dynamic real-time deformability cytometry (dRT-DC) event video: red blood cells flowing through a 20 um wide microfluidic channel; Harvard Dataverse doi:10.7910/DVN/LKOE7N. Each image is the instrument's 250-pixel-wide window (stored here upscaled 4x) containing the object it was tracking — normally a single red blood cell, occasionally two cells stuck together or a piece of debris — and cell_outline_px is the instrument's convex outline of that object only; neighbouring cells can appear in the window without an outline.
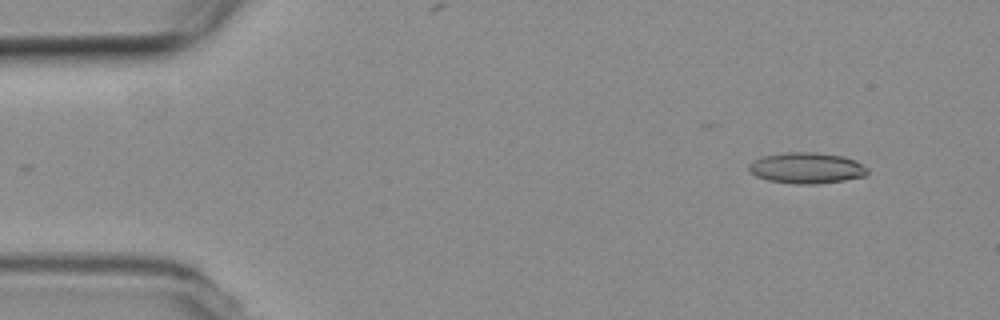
{"species": "common noctule bat (a hibernating species)", "species_latin": "Nyctalus noctula", "temperature_condition": "room temperature", "stored_images_in_passage": 51, "camera_frame_rate_fps": 3000, "um_per_image_px": 0.085, "animal": {"sex": "female", "body_mass_g": 19.3, "forearm_length_mm": 54.1}, "frame": {"image": 1, "passage_image": 1, "time_ms": 0.0, "image_size_px": [1000, 320], "cell_outline_px": [[868, 172], [864, 176], [844, 180], [816, 184], [796, 184], [768, 180], [756, 176], [748, 172], [748, 164], [752, 160], [764, 156], [784, 152], [816, 152], [844, 156], [868, 168]], "centroid_in_image_um": [68.51, 14.28], "position_along_channel_um": 16.5, "area_um2": 21.44}}
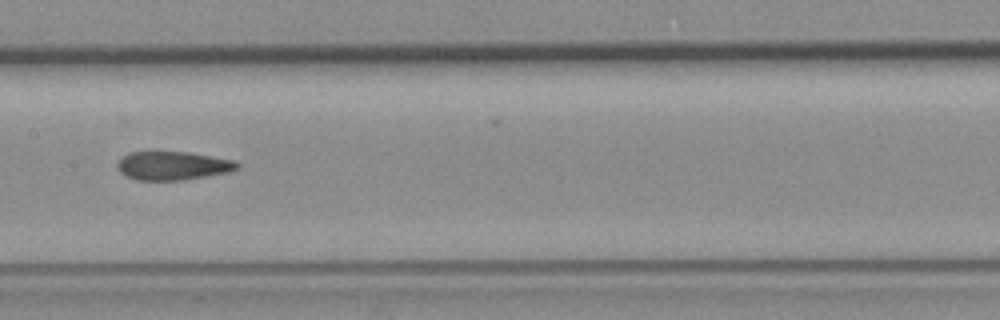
{"frame": {"image": 2, "passage_image": 23, "time_ms": 7.333, "image_size_px": [1000, 320], "cell_outline_px": [[240, 168], [228, 172], [184, 180], [136, 180], [120, 172], [116, 164], [128, 152], [188, 152], [236, 160], [240, 164]], "centroid_in_image_um": [14.73, 14.08], "position_along_channel_um": 192.7, "area_um2": 19.94}}
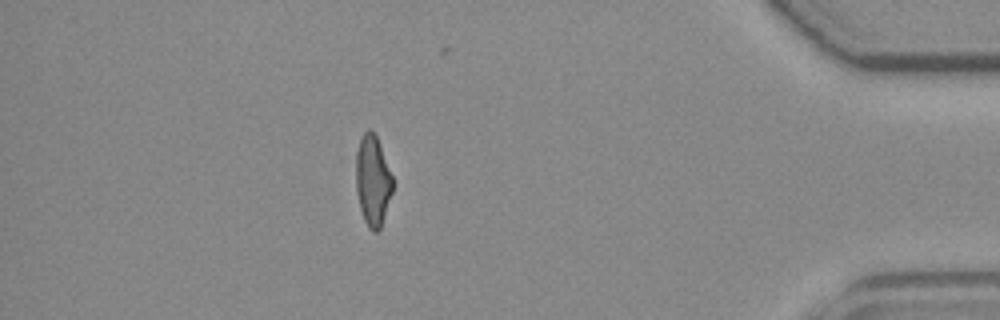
{"frame": {"image": 3, "passage_image": 44, "time_ms": 14.333, "image_size_px": [1000, 320], "cell_outline_px": [[392, 192], [380, 228], [376, 232], [372, 232], [368, 228], [364, 220], [360, 208], [356, 192], [356, 152], [360, 140], [364, 132], [368, 128], [376, 136], [380, 144], [392, 176]], "centroid_in_image_um": [31.66, 15.36], "position_along_channel_um": 403.5, "area_um2": 19.19}, "authors_computed_cell_mechanics": {"area_um2": 20.5768, "velocity_mm_per_s": 3.7308, "shape_relaxation_time_tau1_ms": 10.0011, "shape_relaxation_time_tau2_ms": 1.3192, "deformation_change_tau1": 0.2527, "deformation_change_tau2": 0.1014}}